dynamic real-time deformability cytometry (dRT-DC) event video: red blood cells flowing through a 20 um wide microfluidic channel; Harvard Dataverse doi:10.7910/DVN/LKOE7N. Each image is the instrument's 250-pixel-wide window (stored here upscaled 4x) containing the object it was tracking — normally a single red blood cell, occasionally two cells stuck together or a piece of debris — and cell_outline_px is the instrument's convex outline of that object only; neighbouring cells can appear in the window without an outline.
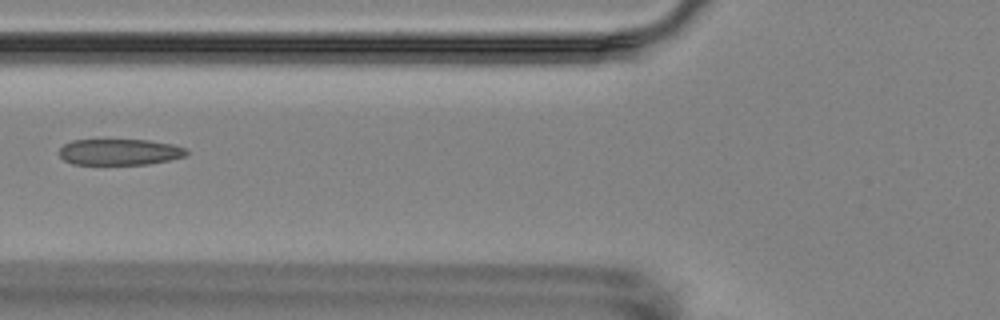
{"species": "Egyptian fruit bat (a non-hibernating species)", "species_latin": "Rousettus aegyptiacus", "temperature_condition": "room temperature", "stored_images_in_passage": 18, "camera_frame_rate_fps": 3000, "um_per_image_px": 0.085, "animal": {"sex": "female"}, "frame": {"image": 1, "passage_image": 7, "time_ms": 7.0, "image_size_px": [1000, 320], "cell_outline_px": [[188, 152], [184, 156], [168, 160], [148, 164], [72, 164], [64, 160], [60, 156], [60, 148], [64, 144], [72, 140], [148, 140], [172, 144], [188, 148]], "centroid_in_image_um": [10.17, 12.91], "position_along_channel_um": 115.6, "area_um2": 19.31}}
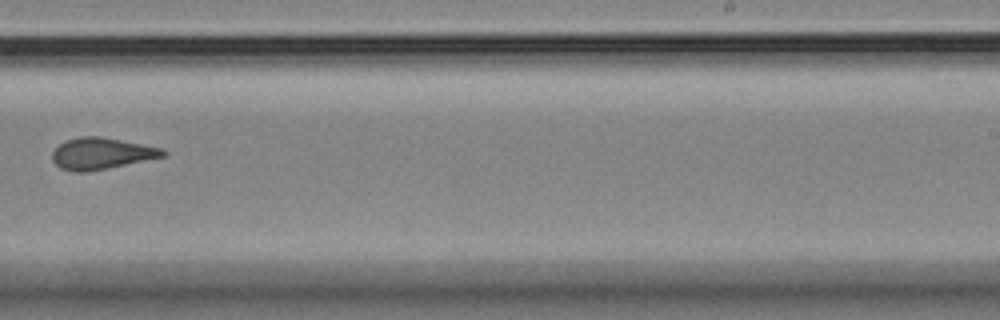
{"frame": {"image": 2, "passage_image": 11, "time_ms": 11.667, "image_size_px": [1000, 320], "cell_outline_px": [[168, 152], [164, 156], [88, 172], [76, 172], [60, 168], [52, 160], [52, 152], [64, 140], [80, 136], [100, 136], [164, 148]], "centroid_in_image_um": [8.61, 13.04], "position_along_channel_um": 280.4, "area_um2": 20.29}}
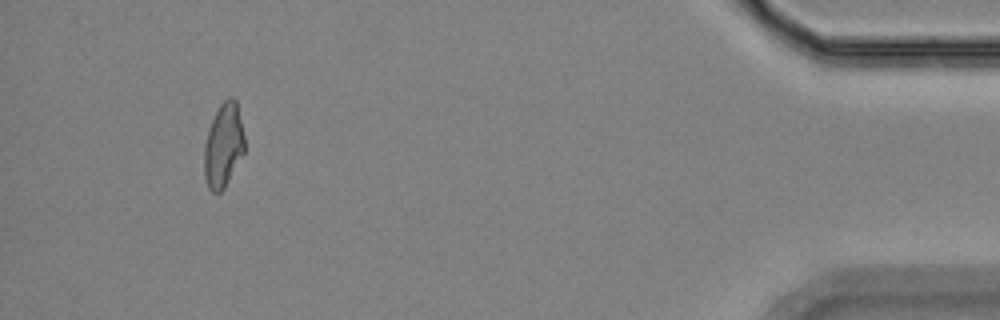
{"frame": {"image": 3, "passage_image": 16, "time_ms": 17.333, "image_size_px": [1000, 320], "cell_outline_px": [[244, 152], [224, 188], [220, 192], [212, 192], [208, 188], [204, 176], [204, 144], [212, 120], [220, 104], [228, 96], [232, 96], [236, 100], [244, 136]], "centroid_in_image_um": [18.98, 12.36], "position_along_channel_um": 416.2, "area_um2": 19.59}}